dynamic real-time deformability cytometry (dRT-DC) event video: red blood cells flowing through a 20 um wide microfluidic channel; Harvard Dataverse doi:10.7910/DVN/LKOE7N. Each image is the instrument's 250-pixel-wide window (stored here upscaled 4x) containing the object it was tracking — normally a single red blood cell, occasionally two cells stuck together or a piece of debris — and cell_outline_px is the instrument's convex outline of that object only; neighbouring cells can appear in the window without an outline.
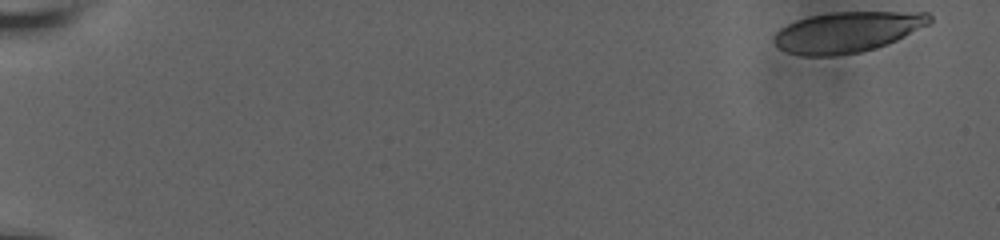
{"species": "human", "species_latin": "Homo sapiens", "temperature_condition": "room temperature", "stored_images_in_passage": 40, "camera_frame_rate_fps": 3000, "um_per_image_px": 0.085, "donor": {"sex": "male"}, "frame": {"image": 1, "passage_image": 1, "time_ms": 0.0, "image_size_px": [1000, 240], "cell_outline_px": [[932, 20], [928, 24], [896, 40], [876, 48], [860, 52], [832, 56], [804, 56], [788, 52], [780, 48], [772, 40], [776, 32], [780, 28], [796, 20], [808, 16], [832, 12], [928, 12], [932, 16]], "centroid_in_image_um": [71.99, 2.72], "position_along_channel_um": 13.0, "area_um2": 36.7}}
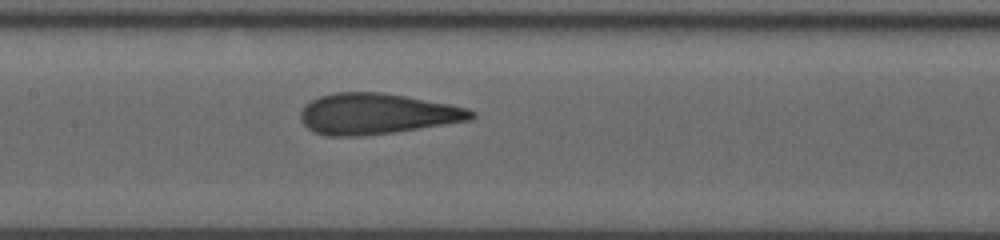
{"frame": {"image": 2, "passage_image": 22, "time_ms": 9.333, "image_size_px": [1000, 240], "cell_outline_px": [[476, 116], [472, 120], [396, 132], [360, 136], [324, 136], [312, 132], [300, 120], [300, 112], [304, 104], [320, 96], [332, 92], [384, 92], [448, 104], [468, 108], [476, 112]], "centroid_in_image_um": [32.01, 9.68], "position_along_channel_um": 175.4, "area_um2": 40.98}}
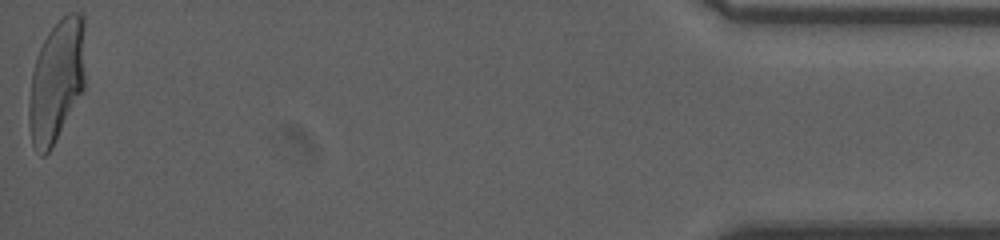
{"frame": {"image": 3, "passage_image": 40, "time_ms": 18.333, "image_size_px": [1000, 240], "cell_outline_px": [[84, 88], [52, 148], [44, 156], [40, 156], [32, 144], [28, 120], [28, 104], [32, 72], [40, 48], [48, 32], [68, 12], [80, 12], [84, 16]], "centroid_in_image_um": [4.8, 6.9], "position_along_channel_um": 430.4, "area_um2": 40.11}, "authors_computed_cell_mechanics": {"area_um2": 39.9109, "velocity_mm_per_s": 3.7657, "shape_relaxation_time_tau1_ms": 7.067, "shape_relaxation_time_tau2_ms": null, "deformation_change_tau1": 0.2362, "deformation_change_tau2": null}}